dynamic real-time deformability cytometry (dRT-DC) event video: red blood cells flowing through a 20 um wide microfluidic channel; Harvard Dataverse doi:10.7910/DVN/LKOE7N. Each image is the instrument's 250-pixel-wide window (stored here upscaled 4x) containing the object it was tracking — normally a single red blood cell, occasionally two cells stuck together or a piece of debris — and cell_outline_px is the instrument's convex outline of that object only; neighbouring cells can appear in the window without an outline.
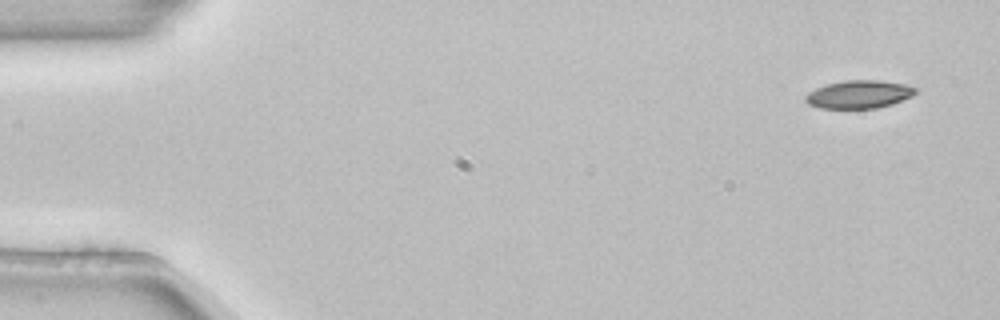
{"species": "common noctule bat (a hibernating species)", "species_latin": "Nyctalus noctula", "temperature_condition": "room temperature", "stored_images_in_passage": 4, "camera_frame_rate_fps": 3000, "um_per_image_px": 0.085, "animal": {"sex": "female", "body_mass_g": 22.7, "forearm_length_mm": 54.2}, "frame": {"image": 1, "passage_image": 1, "time_ms": 0.0, "image_size_px": [1000, 320], "cell_outline_px": [[920, 88], [912, 96], [892, 104], [876, 108], [820, 108], [808, 104], [804, 100], [804, 96], [808, 92], [816, 88], [828, 84], [844, 80], [880, 80], [908, 84]], "centroid_in_image_um": [73.04, 8.01], "position_along_channel_um": 12.0, "area_um2": 18.15}}
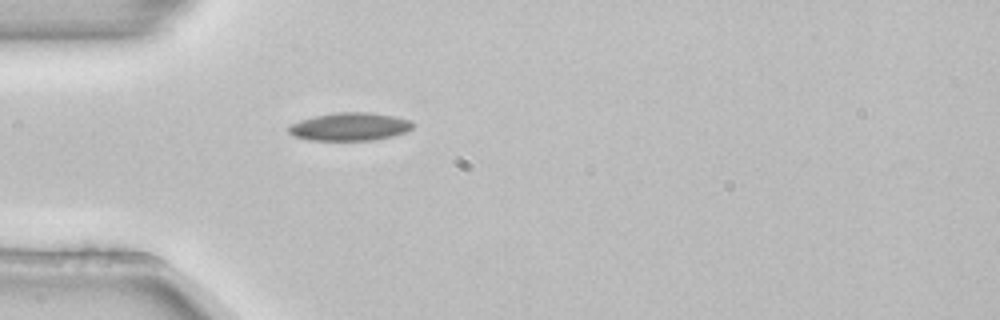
{"frame": {"image": 2, "passage_image": 4, "time_ms": 1.0, "image_size_px": [1000, 320], "cell_outline_px": [[412, 128], [404, 132], [392, 136], [372, 140], [308, 140], [292, 136], [288, 132], [288, 124], [300, 120], [316, 116], [336, 112], [372, 112], [396, 116], [408, 120], [412, 124]], "centroid_in_image_um": [29.67, 10.76], "position_along_channel_um": 55.3, "area_um2": 20.29}}